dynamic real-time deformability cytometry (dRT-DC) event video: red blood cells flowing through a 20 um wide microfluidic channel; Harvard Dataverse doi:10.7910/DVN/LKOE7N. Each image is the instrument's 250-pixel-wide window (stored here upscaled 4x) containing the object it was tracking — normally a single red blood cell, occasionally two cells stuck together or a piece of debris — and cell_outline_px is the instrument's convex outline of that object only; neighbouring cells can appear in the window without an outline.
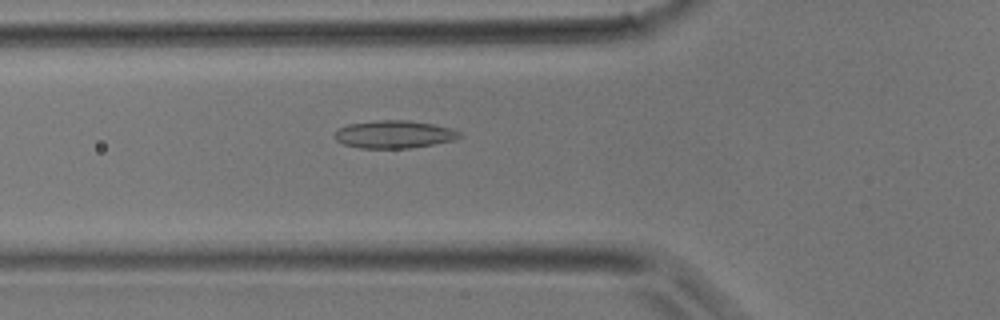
{"species": "common noctule bat (a hibernating species)", "species_latin": "Nyctalus noctula", "temperature_condition": "room temperature", "stored_images_in_passage": 30, "camera_frame_rate_fps": 3000, "um_per_image_px": 0.085, "animal": {"sex": "male", "body_mass_g": 17.9}, "frame": {"image": 1, "passage_image": 4, "time_ms": 1.0, "image_size_px": [1000, 320], "cell_outline_px": [[464, 136], [452, 140], [432, 144], [408, 148], [360, 148], [344, 144], [336, 140], [336, 128], [348, 124], [376, 120], [408, 120], [432, 124], [452, 128], [460, 132]], "centroid_in_image_um": [33.5, 11.41], "position_along_channel_um": 92.3, "area_um2": 20.11}}
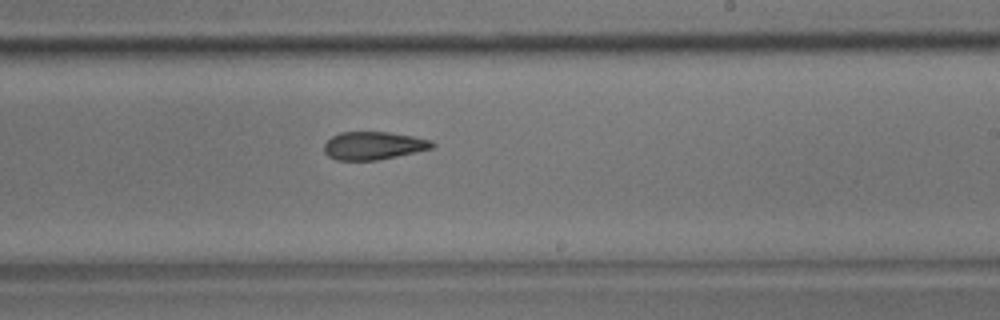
{"frame": {"image": 2, "passage_image": 14, "time_ms": 4.333, "image_size_px": [1000, 320], "cell_outline_px": [[436, 144], [432, 148], [416, 152], [376, 160], [336, 160], [328, 156], [324, 152], [324, 144], [332, 136], [340, 132], [388, 132], [412, 136], [432, 140]], "centroid_in_image_um": [31.74, 12.37], "position_along_channel_um": 257.3, "area_um2": 17.57}}
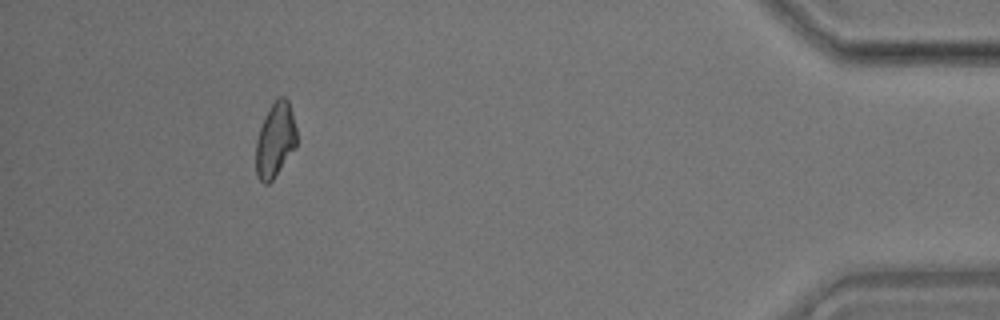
{"frame": {"image": 3, "passage_image": 27, "time_ms": 8.667, "image_size_px": [1000, 320], "cell_outline_px": [[296, 148], [272, 180], [268, 184], [264, 184], [256, 176], [256, 140], [264, 116], [272, 104], [280, 96], [284, 96], [288, 100], [292, 112], [296, 128]], "centroid_in_image_um": [23.39, 11.91], "position_along_channel_um": 411.8, "area_um2": 17.74}}